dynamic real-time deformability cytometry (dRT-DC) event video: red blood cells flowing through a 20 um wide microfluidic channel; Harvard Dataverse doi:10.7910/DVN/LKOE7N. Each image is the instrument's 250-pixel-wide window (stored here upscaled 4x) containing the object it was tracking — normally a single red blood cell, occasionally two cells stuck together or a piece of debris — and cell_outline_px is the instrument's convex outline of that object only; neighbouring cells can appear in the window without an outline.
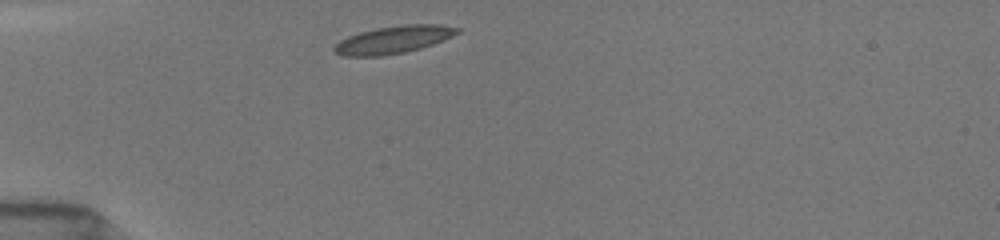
{"species": "common noctule bat (a hibernating species)", "species_latin": "Nyctalus noctula", "temperature_condition": "room temperature", "stored_images_in_passage": 6, "camera_frame_rate_fps": 3000, "um_per_image_px": 0.085, "animal": {"sex": "female", "body_mass_g": 19.5, "forearm_length_mm": 54.1}, "frame": {"image": 1, "passage_image": 1, "time_ms": 0.0, "image_size_px": [1000, 240], "cell_outline_px": [[460, 32], [444, 40], [420, 48], [404, 52], [380, 56], [344, 56], [336, 52], [332, 48], [340, 40], [348, 36], [360, 32], [376, 28], [404, 24], [440, 24], [460, 28]], "centroid_in_image_um": [33.46, 3.36], "position_along_channel_um": 51.5, "area_um2": 19.65}}
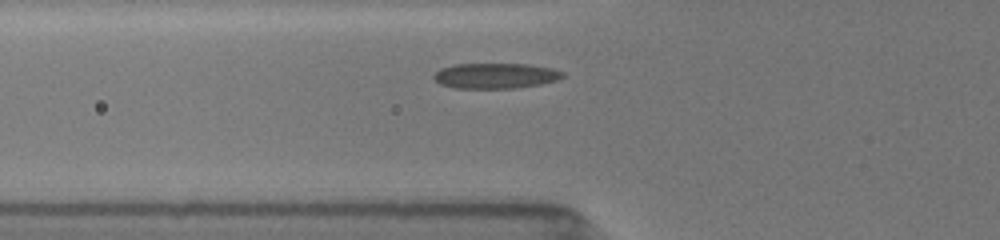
{"frame": {"image": 2, "passage_image": 5, "time_ms": 1.333, "image_size_px": [1000, 240], "cell_outline_px": [[564, 76], [556, 80], [540, 84], [516, 88], [452, 88], [440, 84], [432, 76], [440, 68], [452, 64], [528, 64], [552, 68], [564, 72]], "centroid_in_image_um": [42.09, 6.44], "position_along_channel_um": 83.7, "area_um2": 19.13}}